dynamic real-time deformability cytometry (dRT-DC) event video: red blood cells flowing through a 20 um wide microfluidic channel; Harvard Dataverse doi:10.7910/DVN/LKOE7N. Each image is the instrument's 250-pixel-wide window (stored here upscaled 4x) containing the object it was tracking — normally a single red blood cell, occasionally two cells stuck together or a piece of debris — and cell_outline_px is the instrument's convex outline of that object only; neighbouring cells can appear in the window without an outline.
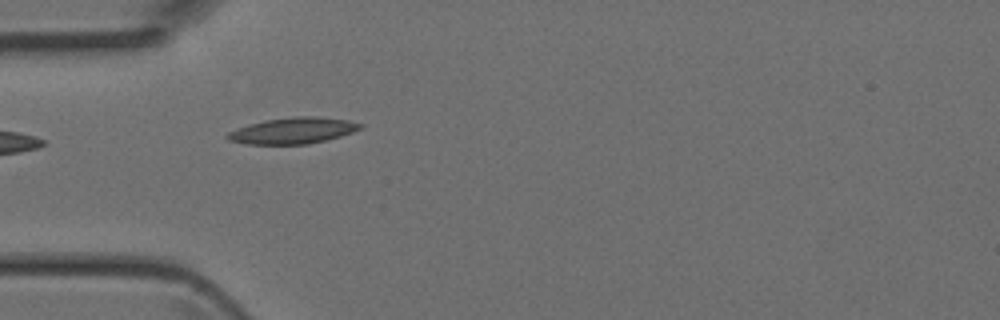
{"species": "Egyptian fruit bat (a non-hibernating species)", "species_latin": "Rousettus aegyptiacus", "temperature_condition": "room temperature", "stored_images_in_passage": 5, "camera_frame_rate_fps": 3000, "um_per_image_px": 0.085, "animal": {"sex": "female"}, "frame": {"image": 1, "passage_image": 4, "time_ms": 1.0, "image_size_px": [1000, 320], "cell_outline_px": [[364, 128], [340, 136], [308, 144], [248, 144], [228, 140], [224, 136], [228, 132], [264, 120], [296, 116], [316, 116], [348, 120], [364, 124]], "centroid_in_image_um": [24.94, 11.1], "position_along_channel_um": 60.1, "area_um2": 20.11}}
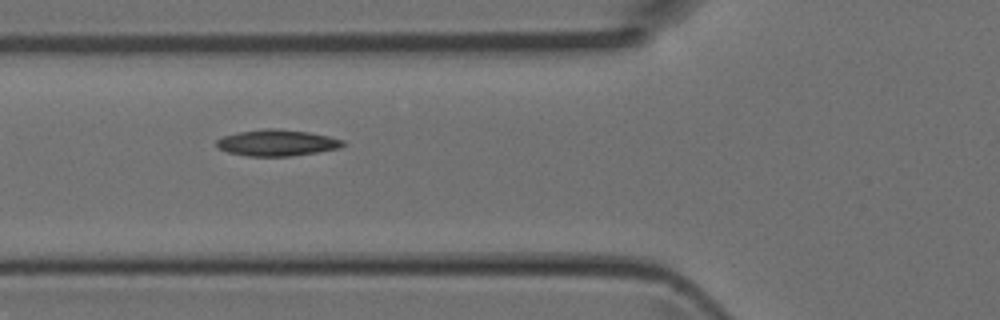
{"frame": {"image": 2, "passage_image": 5, "time_ms": 1.333, "image_size_px": [1000, 320], "cell_outline_px": [[348, 144], [340, 148], [316, 152], [288, 156], [248, 156], [228, 152], [220, 148], [216, 144], [216, 140], [224, 136], [240, 132], [264, 128], [276, 128], [308, 132], [328, 136], [344, 140]], "centroid_in_image_um": [23.58, 12.13], "position_along_channel_um": 102.2, "area_um2": 19.25}}